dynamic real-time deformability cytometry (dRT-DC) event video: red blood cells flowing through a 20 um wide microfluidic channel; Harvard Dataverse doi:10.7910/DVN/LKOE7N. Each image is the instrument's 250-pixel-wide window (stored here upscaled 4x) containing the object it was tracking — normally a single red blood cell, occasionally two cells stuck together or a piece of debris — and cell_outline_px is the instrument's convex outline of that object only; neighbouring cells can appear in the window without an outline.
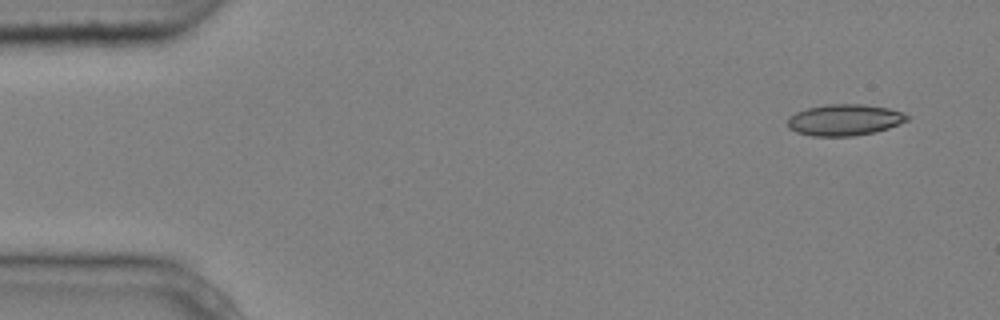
{"species": "common noctule bat (a hibernating species)", "species_latin": "Nyctalus noctula", "temperature_condition": "cold", "stored_images_in_passage": 6, "camera_frame_rate_fps": 3000, "um_per_image_px": 0.085, "animal": {"sex": "male", "body_mass_g": 20.4}, "frame": {"image": 1, "passage_image": 1, "time_ms": 0.0, "image_size_px": [1000, 320], "cell_outline_px": [[912, 116], [908, 120], [900, 124], [876, 132], [852, 136], [812, 136], [796, 132], [788, 128], [788, 116], [796, 112], [808, 108], [828, 104], [864, 104], [888, 108]], "centroid_in_image_um": [71.79, 10.19], "position_along_channel_um": 13.2, "area_um2": 21.91}}
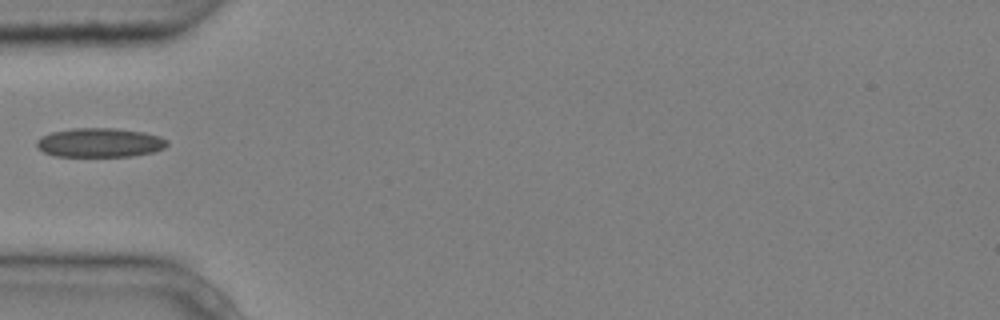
{"frame": {"image": 2, "passage_image": 5, "time_ms": 1.333, "image_size_px": [1000, 320], "cell_outline_px": [[168, 144], [164, 148], [152, 152], [132, 156], [56, 156], [44, 152], [36, 148], [36, 140], [40, 136], [52, 132], [72, 128], [116, 128], [144, 132], [160, 136], [168, 140]], "centroid_in_image_um": [8.47, 12.12], "position_along_channel_um": 76.5, "area_um2": 22.31}}
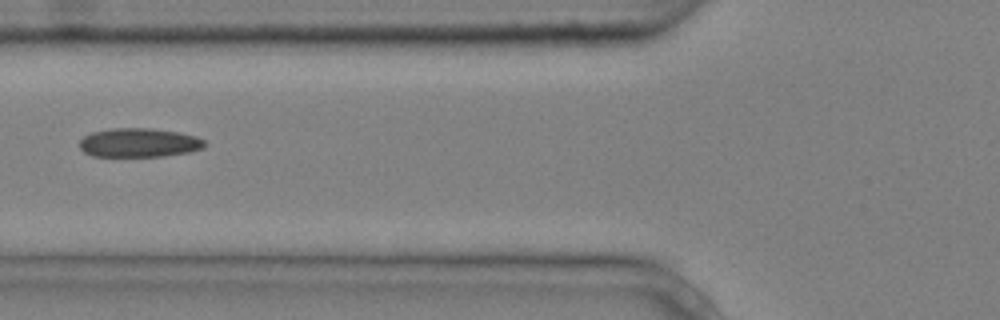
{"frame": {"image": 3, "passage_image": 6, "time_ms": 1.667, "image_size_px": [1000, 320], "cell_outline_px": [[208, 144], [204, 148], [188, 152], [164, 156], [92, 156], [84, 152], [80, 148], [80, 140], [84, 136], [92, 132], [112, 128], [152, 128], [180, 132], [196, 136], [204, 140]], "centroid_in_image_um": [11.85, 12.12], "position_along_channel_um": 114.0, "area_um2": 21.27}}